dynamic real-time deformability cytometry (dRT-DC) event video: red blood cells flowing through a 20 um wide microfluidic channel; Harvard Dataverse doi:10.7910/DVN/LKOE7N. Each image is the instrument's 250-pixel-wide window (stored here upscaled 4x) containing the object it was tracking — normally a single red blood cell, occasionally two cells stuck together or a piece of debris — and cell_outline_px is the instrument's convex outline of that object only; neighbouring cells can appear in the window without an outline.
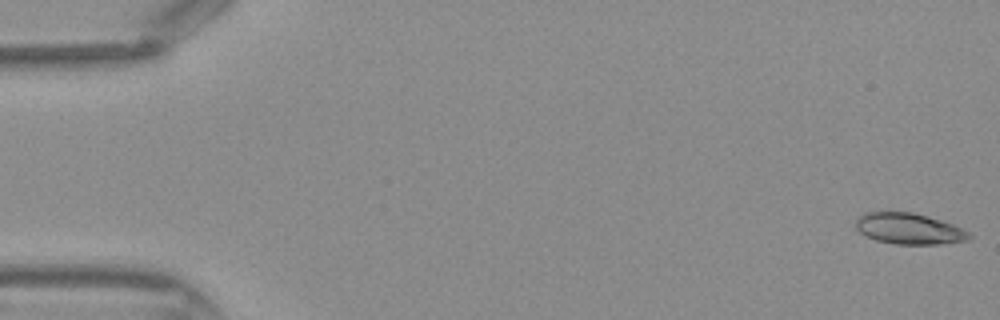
{"species": "Egyptian fruit bat (a non-hibernating species)", "species_latin": "Rousettus aegyptiacus", "temperature_condition": "warm", "stored_images_in_passage": 44, "camera_frame_rate_fps": 3000, "um_per_image_px": 0.085, "frame": {"image": 1, "passage_image": 1, "time_ms": 0.0, "image_size_px": [1000, 320], "cell_outline_px": [[972, 236], [968, 240], [940, 244], [896, 244], [876, 240], [860, 232], [856, 228], [856, 220], [864, 212], [912, 212], [928, 216], [952, 224], [968, 232]], "centroid_in_image_um": [77.26, 19.44], "position_along_channel_um": 7.7, "area_um2": 20.29}}
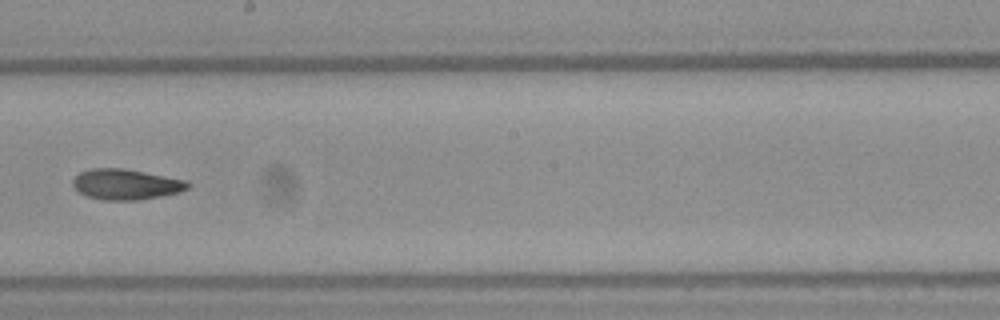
{"frame": {"image": 2, "passage_image": 25, "time_ms": 8.0, "image_size_px": [1000, 320], "cell_outline_px": [[192, 184], [188, 188], [180, 192], [160, 196], [136, 200], [104, 200], [84, 196], [72, 184], [72, 180], [80, 172], [92, 168], [124, 168], [188, 180]], "centroid_in_image_um": [10.72, 15.66], "position_along_channel_um": 237.5, "area_um2": 20.58}}
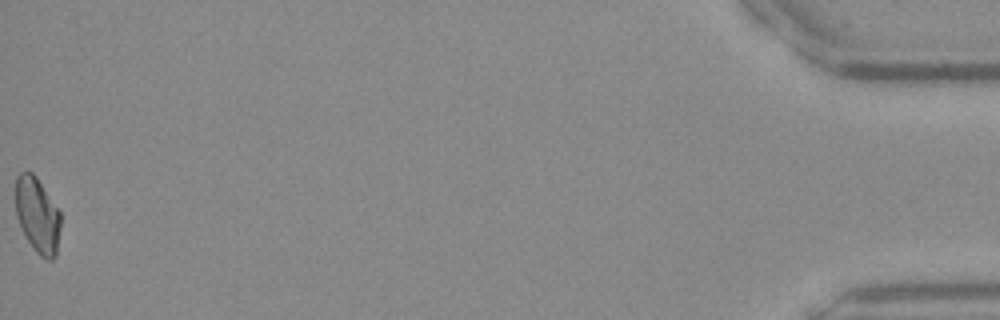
{"frame": {"image": 3, "passage_image": 44, "time_ms": 14.333, "image_size_px": [1000, 320], "cell_outline_px": [[60, 228], [56, 256], [52, 260], [44, 260], [36, 252], [28, 240], [16, 216], [16, 176], [20, 172], [32, 172], [36, 176], [60, 212]], "centroid_in_image_um": [3.19, 18.3], "position_along_channel_um": 432.0, "area_um2": 19.65}}